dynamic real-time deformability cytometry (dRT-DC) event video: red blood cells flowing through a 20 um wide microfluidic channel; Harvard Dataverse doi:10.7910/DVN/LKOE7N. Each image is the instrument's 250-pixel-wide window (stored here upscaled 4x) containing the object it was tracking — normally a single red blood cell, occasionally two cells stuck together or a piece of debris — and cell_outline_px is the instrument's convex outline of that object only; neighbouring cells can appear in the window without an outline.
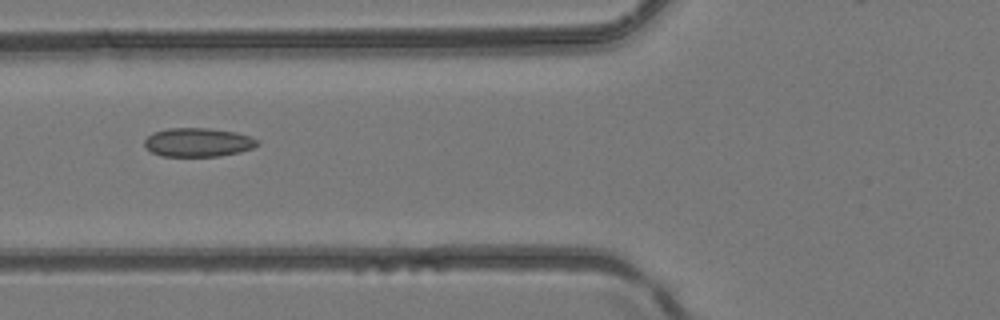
{"species": "common noctule bat (a hibernating species)", "species_latin": "Nyctalus noctula", "temperature_condition": "room temperature", "stored_images_in_passage": 2, "camera_frame_rate_fps": 3000, "um_per_image_px": 0.085, "animal": {"sex": "female", "body_mass_g": 24.6, "forearm_length_mm": 56.2}, "frame": {"image": 1, "passage_image": 2, "time_ms": 0.333, "image_size_px": [1000, 320], "cell_outline_px": [[260, 144], [252, 148], [240, 152], [220, 156], [160, 156], [152, 152], [144, 144], [144, 140], [152, 132], [168, 128], [208, 128], [236, 132], [260, 140]], "centroid_in_image_um": [16.84, 12.09], "position_along_channel_um": 109.0, "area_um2": 19.02}}